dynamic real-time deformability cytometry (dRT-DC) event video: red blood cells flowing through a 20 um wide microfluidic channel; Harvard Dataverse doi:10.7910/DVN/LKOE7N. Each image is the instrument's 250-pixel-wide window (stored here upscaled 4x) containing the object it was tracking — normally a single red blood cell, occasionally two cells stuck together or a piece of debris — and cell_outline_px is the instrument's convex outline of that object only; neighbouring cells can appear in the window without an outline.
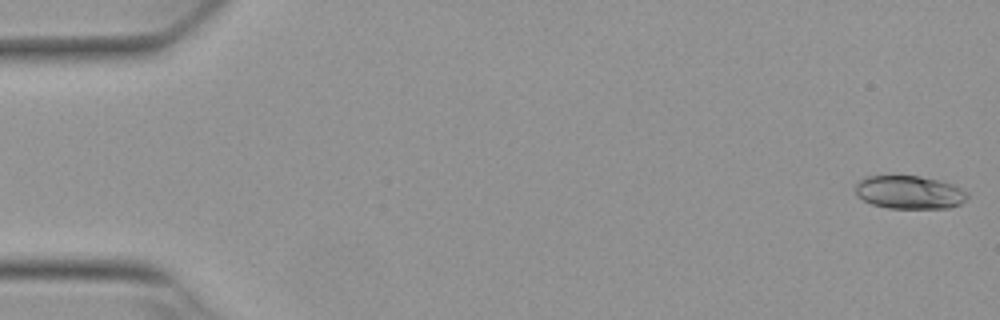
{"species": "Egyptian fruit bat (a non-hibernating species)", "species_latin": "Rousettus aegyptiacus", "temperature_condition": "warm", "stored_images_in_passage": 53, "camera_frame_rate_fps": 3000, "um_per_image_px": 0.085, "animal": {"sex": "female"}, "frame": {"image": 1, "passage_image": 1, "time_ms": 0.0, "image_size_px": [1000, 320], "cell_outline_px": [[968, 196], [960, 204], [948, 208], [888, 208], [872, 204], [864, 200], [856, 192], [856, 180], [864, 176], [920, 176], [940, 180], [956, 184], [968, 192]], "centroid_in_image_um": [77.32, 16.33], "position_along_channel_um": 7.7, "area_um2": 21.85}}
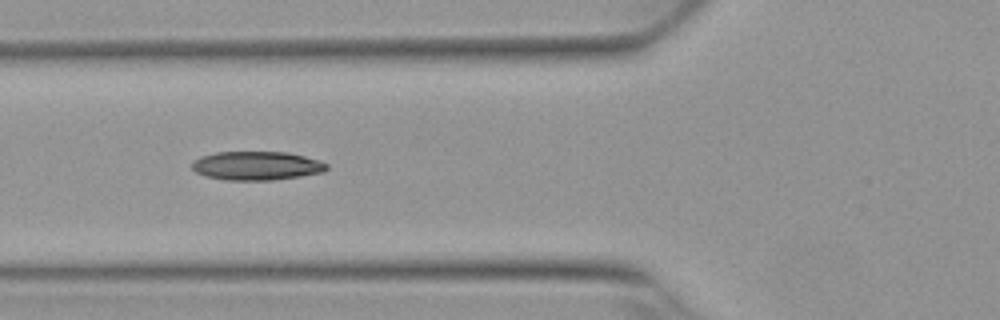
{"frame": {"image": 2, "passage_image": 20, "time_ms": 6.333, "image_size_px": [1000, 320], "cell_outline_px": [[328, 168], [324, 172], [300, 176], [272, 180], [228, 180], [204, 176], [196, 172], [192, 168], [192, 164], [200, 156], [216, 152], [288, 152], [320, 160], [328, 164]], "centroid_in_image_um": [21.83, 14.08], "position_along_channel_um": 104.0, "area_um2": 22.6}}
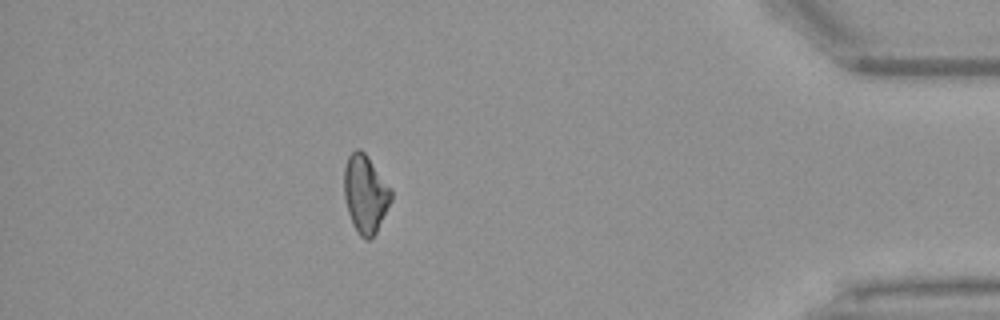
{"frame": {"image": 3, "passage_image": 47, "time_ms": 15.333, "image_size_px": [1000, 320], "cell_outline_px": [[392, 200], [376, 232], [368, 240], [360, 236], [356, 232], [352, 224], [348, 212], [344, 196], [344, 168], [348, 156], [356, 148], [360, 148], [364, 152], [392, 188]], "centroid_in_image_um": [31.05, 16.48], "position_along_channel_um": 404.1, "area_um2": 21.44}, "authors_computed_cell_mechanics": {"area_um2": 21.7328, "velocity_mm_per_s": 3.8539, "shape_relaxation_time_tau1_ms": null, "shape_relaxation_time_tau2_ms": 9.399, "deformation_change_tau1": null, "deformation_change_tau2": 0.1923}}